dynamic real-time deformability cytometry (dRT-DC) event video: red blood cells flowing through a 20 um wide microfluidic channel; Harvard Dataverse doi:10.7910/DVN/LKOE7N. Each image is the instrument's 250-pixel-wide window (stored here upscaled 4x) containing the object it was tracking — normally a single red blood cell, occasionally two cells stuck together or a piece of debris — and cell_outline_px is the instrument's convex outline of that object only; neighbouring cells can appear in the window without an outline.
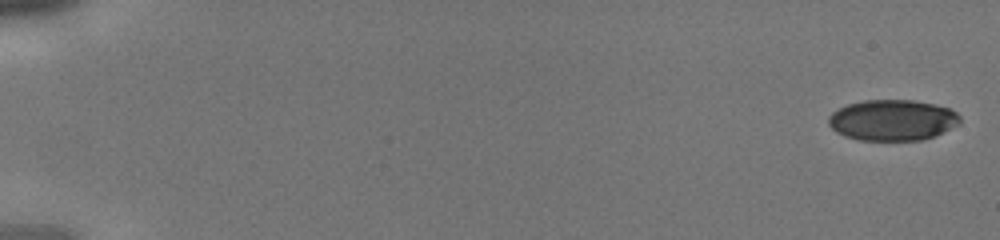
{"species": "human", "species_latin": "Homo sapiens", "temperature_condition": "cold", "stored_images_in_passage": 42, "camera_frame_rate_fps": 3000, "um_per_image_px": 0.085, "donor": {"sex": "male"}, "frame": {"image": 1, "passage_image": 1, "time_ms": 0.0, "image_size_px": [1000, 240], "cell_outline_px": [[960, 124], [932, 136], [920, 140], [856, 140], [844, 136], [836, 132], [828, 124], [828, 116], [832, 112], [848, 104], [864, 100], [912, 100], [936, 104], [948, 108], [956, 112], [960, 116]], "centroid_in_image_um": [75.84, 10.21], "position_along_channel_um": 9.2, "area_um2": 31.33}}
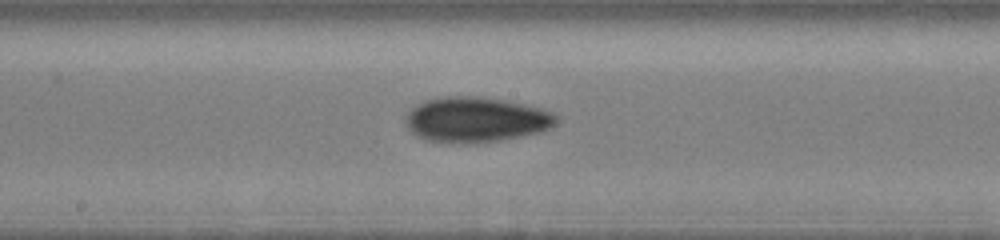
{"frame": {"image": 2, "passage_image": 24, "time_ms": 7.667, "image_size_px": [1000, 240], "cell_outline_px": [[560, 120], [556, 124], [540, 132], [500, 140], [428, 140], [416, 136], [408, 128], [408, 112], [416, 104], [424, 100], [440, 96], [472, 96], [504, 100], [540, 108], [552, 112]], "centroid_in_image_um": [40.48, 10.11], "position_along_channel_um": 207.7, "area_um2": 38.44}}
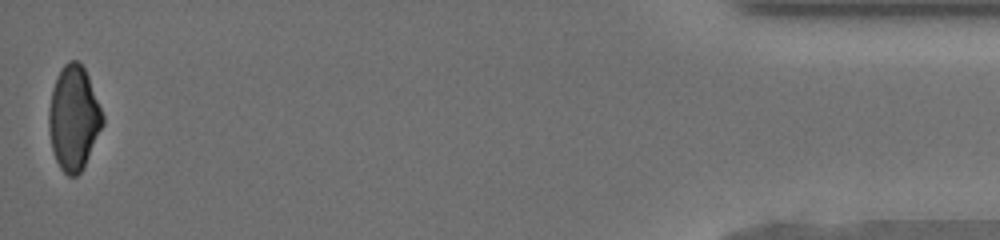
{"frame": {"image": 3, "passage_image": 42, "time_ms": 13.667, "image_size_px": [1000, 240], "cell_outline_px": [[104, 124], [84, 168], [76, 176], [68, 176], [60, 168], [56, 160], [52, 148], [48, 132], [48, 108], [52, 88], [56, 76], [60, 68], [68, 60], [76, 60], [84, 68], [88, 76], [104, 116]], "centroid_in_image_um": [6.25, 10.04], "position_along_channel_um": 428.9, "area_um2": 33.06}}